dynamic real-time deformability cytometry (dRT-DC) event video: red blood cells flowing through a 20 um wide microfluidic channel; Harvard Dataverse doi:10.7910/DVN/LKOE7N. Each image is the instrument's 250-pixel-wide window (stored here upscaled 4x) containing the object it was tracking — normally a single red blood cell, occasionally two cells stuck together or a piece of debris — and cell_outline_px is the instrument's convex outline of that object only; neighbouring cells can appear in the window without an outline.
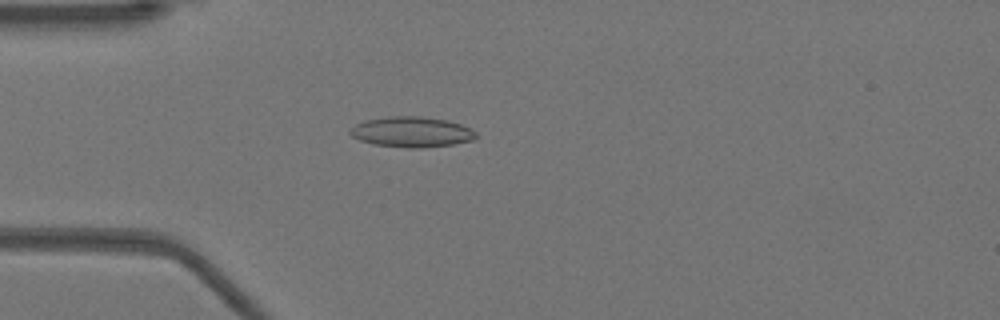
{"species": "Egyptian fruit bat (a non-hibernating species)", "species_latin": "Rousettus aegyptiacus", "temperature_condition": "warm", "stored_images_in_passage": 36, "camera_frame_rate_fps": 3000, "um_per_image_px": 0.085, "animal": {"sex": "female"}, "frame": {"image": 1, "passage_image": 9, "time_ms": 2.667, "image_size_px": [1000, 320], "cell_outline_px": [[476, 136], [472, 140], [452, 144], [424, 148], [408, 148], [372, 144], [360, 140], [352, 136], [348, 132], [356, 124], [364, 120], [388, 116], [420, 116], [448, 120], [460, 124], [476, 132]], "centroid_in_image_um": [34.96, 11.21], "position_along_channel_um": 50.0, "area_um2": 22.31}}
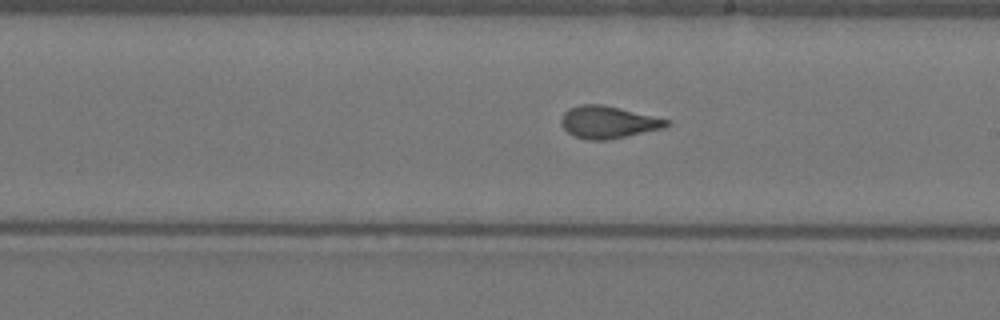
{"frame": {"image": 2, "passage_image": 24, "time_ms": 7.667, "image_size_px": [1000, 320], "cell_outline_px": [[668, 124], [664, 128], [608, 140], [588, 140], [576, 136], [568, 132], [560, 124], [560, 120], [564, 112], [568, 108], [580, 104], [604, 104], [668, 120]], "centroid_in_image_um": [51.63, 10.38], "position_along_channel_um": 237.4, "area_um2": 19.65}}
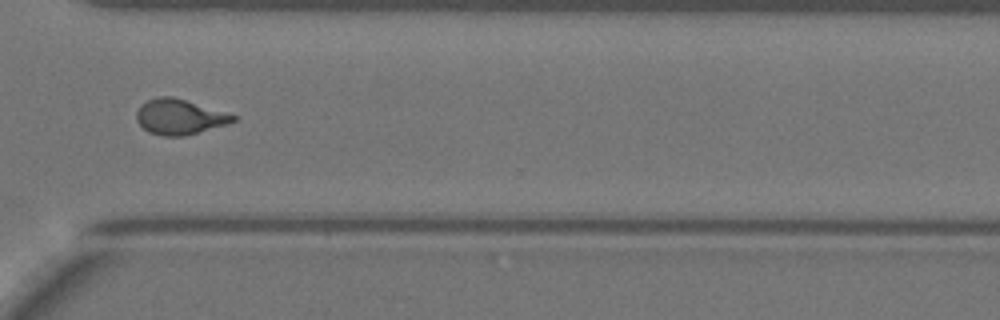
{"frame": {"image": 3, "passage_image": 33, "time_ms": 10.667, "image_size_px": [1000, 320], "cell_outline_px": [[236, 120], [228, 124], [184, 136], [164, 136], [148, 132], [136, 120], [136, 112], [140, 104], [156, 96], [172, 96], [236, 116]], "centroid_in_image_um": [15.21, 9.93], "position_along_channel_um": 355.4, "area_um2": 19.65}, "authors_computed_cell_mechanics": {"area_um2": 19.8832, "velocity_mm_per_s": 3.9454, "shape_relaxation_time_tau1_ms": 10.1752, "shape_relaxation_time_tau2_ms": 1.067, "deformation_change_tau1": 0.2847, "deformation_change_tau2": 0.0691}}